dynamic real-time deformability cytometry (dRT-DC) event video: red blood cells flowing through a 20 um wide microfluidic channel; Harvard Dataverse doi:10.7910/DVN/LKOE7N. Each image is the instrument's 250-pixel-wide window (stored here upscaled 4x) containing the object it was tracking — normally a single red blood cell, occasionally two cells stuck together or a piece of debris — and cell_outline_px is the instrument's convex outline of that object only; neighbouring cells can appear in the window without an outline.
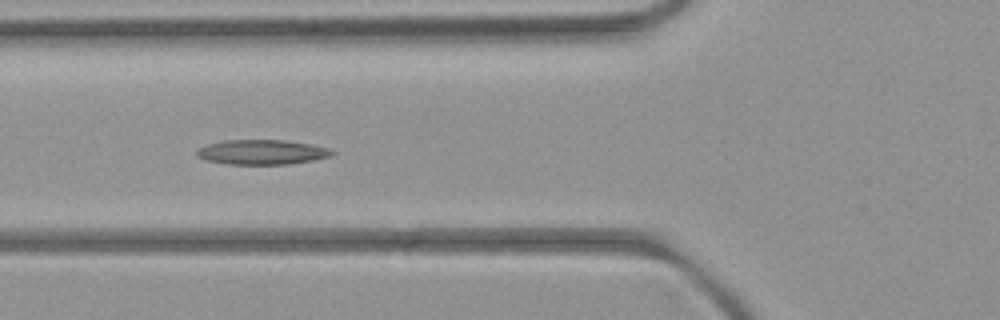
{"species": "common noctule bat (a hibernating species)", "species_latin": "Nyctalus noctula", "temperature_condition": "room temperature", "stored_images_in_passage": 7, "camera_frame_rate_fps": 3000, "um_per_image_px": 0.085, "animal": {"sex": "female", "body_mass_g": 21.9}, "frame": {"image": 1, "passage_image": 4, "time_ms": 3.333, "image_size_px": [1000, 320], "cell_outline_px": [[336, 152], [328, 156], [312, 160], [288, 164], [228, 164], [208, 160], [196, 156], [196, 152], [200, 148], [208, 144], [224, 140], [284, 140], [312, 144], [328, 148]], "centroid_in_image_um": [22.26, 12.92], "position_along_channel_um": 103.5, "area_um2": 19.31}}
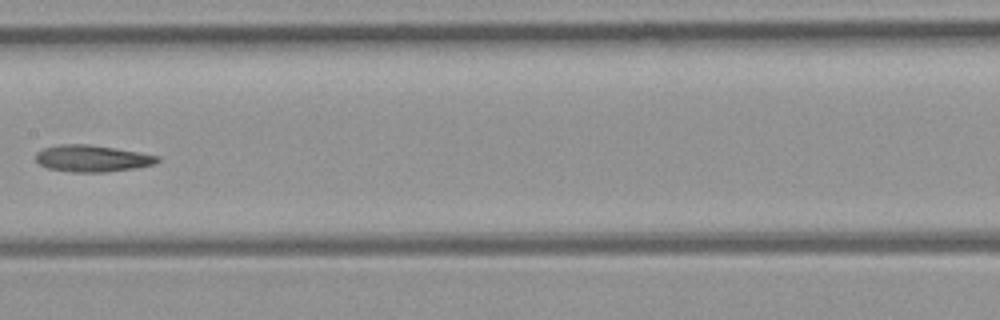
{"frame": {"image": 2, "passage_image": 6, "time_ms": 5.667, "image_size_px": [1000, 320], "cell_outline_px": [[160, 160], [156, 164], [136, 168], [104, 172], [72, 172], [48, 168], [40, 164], [36, 160], [36, 152], [44, 148], [60, 144], [88, 144], [160, 156]], "centroid_in_image_um": [7.84, 13.47], "position_along_channel_um": 199.6, "area_um2": 18.79}}
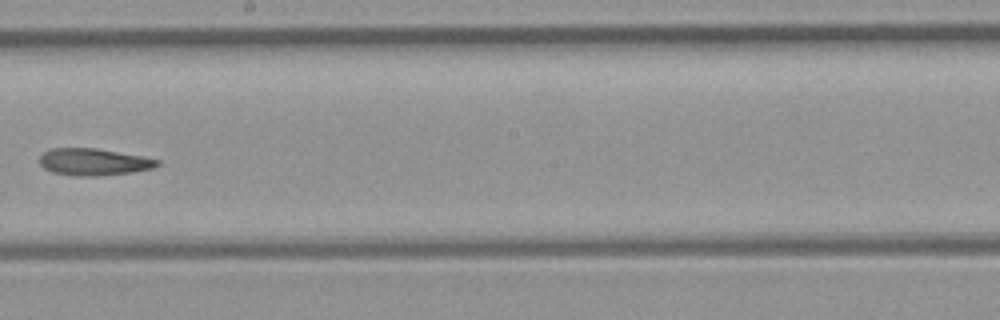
{"frame": {"image": 3, "passage_image": 7, "time_ms": 6.667, "image_size_px": [1000, 320], "cell_outline_px": [[160, 164], [152, 168], [132, 172], [100, 176], [80, 176], [52, 172], [44, 168], [40, 164], [40, 156], [44, 152], [52, 148], [96, 148], [144, 156], [160, 160]], "centroid_in_image_um": [7.98, 13.76], "position_along_channel_um": 240.2, "area_um2": 18.5}}